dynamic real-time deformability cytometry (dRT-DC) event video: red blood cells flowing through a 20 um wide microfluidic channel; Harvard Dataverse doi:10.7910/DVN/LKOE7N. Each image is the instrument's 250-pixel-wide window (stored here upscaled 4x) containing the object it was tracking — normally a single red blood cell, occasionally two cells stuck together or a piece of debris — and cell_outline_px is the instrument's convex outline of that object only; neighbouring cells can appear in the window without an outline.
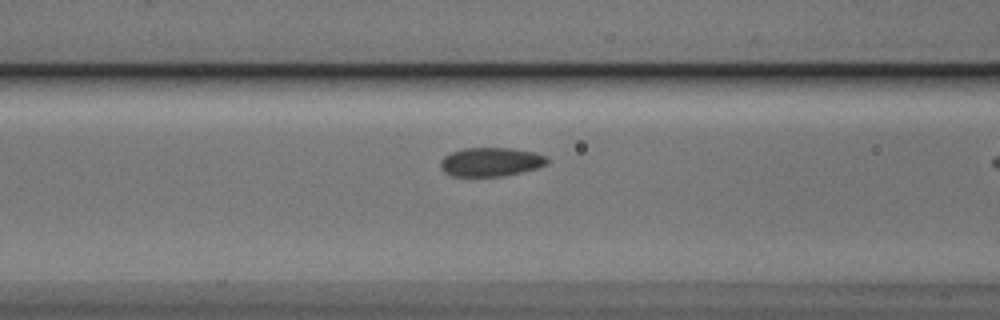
{"species": "Egyptian fruit bat (a non-hibernating species)", "species_latin": "Rousettus aegyptiacus", "temperature_condition": "cold", "stored_images_in_passage": 11, "camera_frame_rate_fps": 3000, "um_per_image_px": 0.085, "animal": {"sex": "male"}, "frame": {"image": 1, "passage_image": 10, "time_ms": 3.0, "image_size_px": [1000, 320], "cell_outline_px": [[548, 164], [540, 168], [504, 176], [452, 176], [444, 172], [440, 168], [440, 160], [448, 152], [464, 148], [512, 148], [532, 152], [544, 156], [548, 160]], "centroid_in_image_um": [41.69, 13.77], "position_along_channel_um": 124.9, "area_um2": 18.15}}